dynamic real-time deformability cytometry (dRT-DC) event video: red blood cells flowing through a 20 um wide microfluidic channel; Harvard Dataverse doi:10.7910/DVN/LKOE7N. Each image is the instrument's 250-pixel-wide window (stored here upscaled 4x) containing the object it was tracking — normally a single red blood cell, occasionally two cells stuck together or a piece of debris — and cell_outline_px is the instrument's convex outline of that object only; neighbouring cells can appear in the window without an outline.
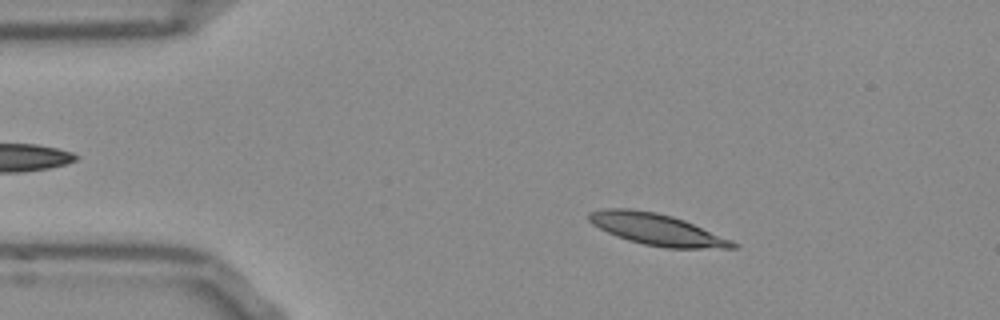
{"species": "Egyptian fruit bat (a non-hibernating species)", "species_latin": "Rousettus aegyptiacus", "temperature_condition": "room temperature", "stored_images_in_passage": 49, "camera_frame_rate_fps": 3000, "um_per_image_px": 0.085, "frame": {"image": 1, "passage_image": 6, "time_ms": 1.667, "image_size_px": [1000, 320], "cell_outline_px": [[740, 244], [736, 248], [664, 248], [644, 244], [628, 240], [616, 236], [592, 224], [588, 220], [588, 212], [604, 208], [628, 208], [656, 212], [672, 216], [684, 220], [732, 240]], "centroid_in_image_um": [55.82, 19.49], "position_along_channel_um": 29.2, "area_um2": 26.36}}
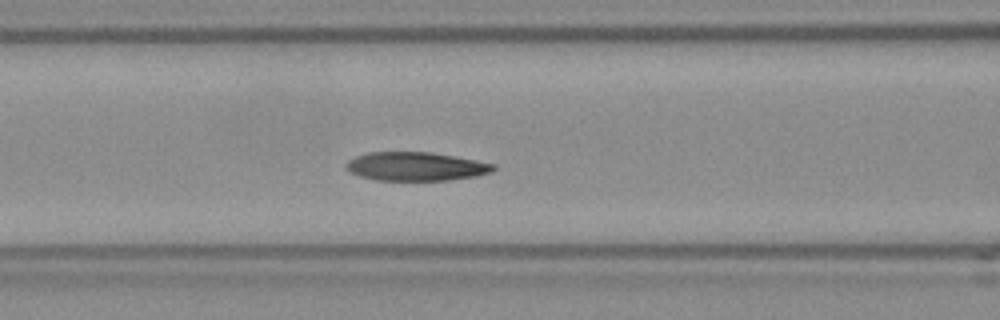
{"frame": {"image": 2, "passage_image": 18, "time_ms": 5.667, "image_size_px": [1000, 320], "cell_outline_px": [[496, 168], [492, 172], [476, 176], [448, 180], [376, 180], [360, 176], [348, 172], [344, 168], [344, 164], [348, 160], [356, 156], [368, 152], [432, 152], [476, 160], [496, 164]], "centroid_in_image_um": [35.32, 14.14], "position_along_channel_um": 131.3, "area_um2": 24.8}}
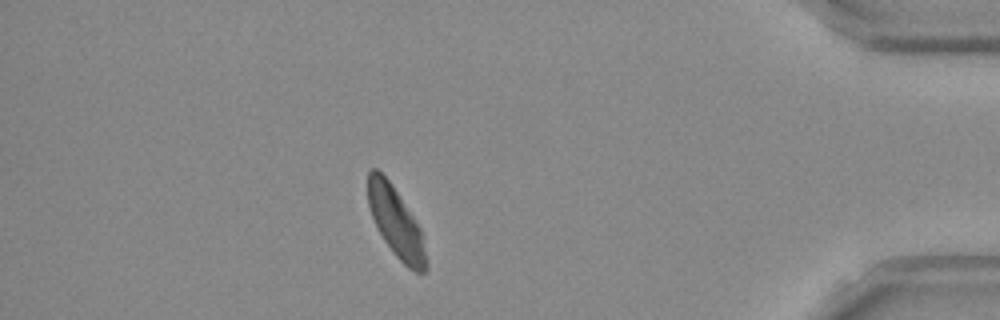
{"frame": {"image": 3, "passage_image": 43, "time_ms": 14.0, "image_size_px": [1000, 320], "cell_outline_px": [[428, 268], [424, 272], [416, 272], [408, 268], [396, 256], [384, 240], [372, 216], [368, 204], [368, 172], [372, 168], [376, 168], [388, 180], [420, 228], [428, 260]], "centroid_in_image_um": [33.66, 18.95], "position_along_channel_um": 401.5, "area_um2": 23.06}, "authors_computed_cell_mechanics": {"area_um2": 25.3164, "velocity_mm_per_s": 3.8035, "shape_relaxation_time_tau1_ms": 4.0248, "shape_relaxation_time_tau2_ms": 2.2785, "deformation_change_tau1": 0.1382, "deformation_change_tau2": 0.0833}}